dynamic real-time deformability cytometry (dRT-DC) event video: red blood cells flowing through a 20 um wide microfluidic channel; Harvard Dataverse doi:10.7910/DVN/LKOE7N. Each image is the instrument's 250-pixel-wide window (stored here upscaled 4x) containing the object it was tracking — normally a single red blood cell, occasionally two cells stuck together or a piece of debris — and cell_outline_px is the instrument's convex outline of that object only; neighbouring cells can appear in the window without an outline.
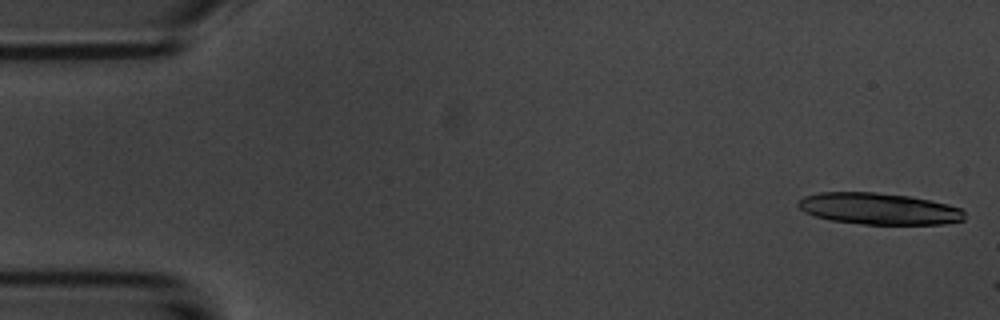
{"species": "common noctule bat (a hibernating species)", "species_latin": "Nyctalus noctula", "temperature_condition": "room temperature", "stored_images_in_passage": 7, "camera_frame_rate_fps": 3000, "um_per_image_px": 0.085, "animal": {"sex": "male", "body_mass_g": 20.1, "forearm_length_mm": 53.5}, "frame": {"image": 1, "passage_image": 1, "time_ms": 0.0, "image_size_px": [1000, 320], "cell_outline_px": [[964, 220], [944, 224], [864, 224], [832, 220], [816, 216], [804, 212], [796, 204], [804, 196], [820, 192], [872, 192], [908, 196], [948, 204], [964, 208]], "centroid_in_image_um": [74.72, 17.74], "position_along_channel_um": 10.3, "area_um2": 30.46}}
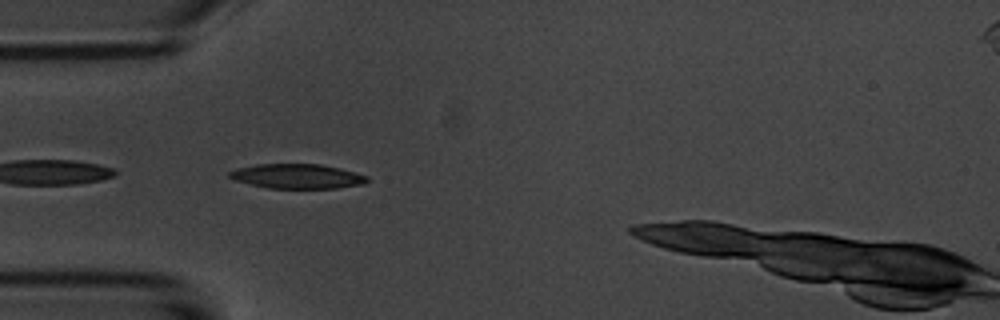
{"frame": {"image": 2, "passage_image": 5, "time_ms": 5.0, "image_size_px": [1000, 320], "cell_outline_px": [[368, 180], [364, 184], [336, 188], [268, 188], [236, 180], [228, 176], [228, 172], [236, 168], [256, 164], [320, 164], [340, 168], [368, 176]], "centroid_in_image_um": [25.27, 14.97], "position_along_channel_um": 59.7, "area_um2": 19.65}}